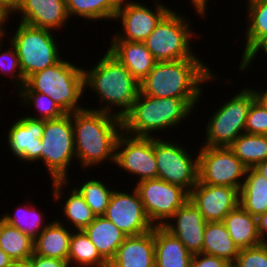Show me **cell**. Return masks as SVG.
Returning <instances> with one entry per match:
<instances>
[{"instance_id": "6da1fadb", "label": "cell", "mask_w": 267, "mask_h": 267, "mask_svg": "<svg viewBox=\"0 0 267 267\" xmlns=\"http://www.w3.org/2000/svg\"><path fill=\"white\" fill-rule=\"evenodd\" d=\"M71 119L80 168L87 170L108 161L115 163L116 143L123 132L122 118L86 107L71 113Z\"/></svg>"}, {"instance_id": "7a4b0ae2", "label": "cell", "mask_w": 267, "mask_h": 267, "mask_svg": "<svg viewBox=\"0 0 267 267\" xmlns=\"http://www.w3.org/2000/svg\"><path fill=\"white\" fill-rule=\"evenodd\" d=\"M210 69L201 59L156 61L140 82V93L157 98L200 99L202 84L217 81L218 76Z\"/></svg>"}, {"instance_id": "3957f363", "label": "cell", "mask_w": 267, "mask_h": 267, "mask_svg": "<svg viewBox=\"0 0 267 267\" xmlns=\"http://www.w3.org/2000/svg\"><path fill=\"white\" fill-rule=\"evenodd\" d=\"M83 70L85 90L87 88L91 92L94 90L102 106L101 109L99 107L90 109L108 112L122 118L131 109L140 92L139 82L108 50L95 66ZM114 107L118 110L112 112Z\"/></svg>"}, {"instance_id": "277c9868", "label": "cell", "mask_w": 267, "mask_h": 267, "mask_svg": "<svg viewBox=\"0 0 267 267\" xmlns=\"http://www.w3.org/2000/svg\"><path fill=\"white\" fill-rule=\"evenodd\" d=\"M199 100L157 98L139 92L131 109L122 117L123 132L134 137H158L155 133L184 124Z\"/></svg>"}, {"instance_id": "5b68a950", "label": "cell", "mask_w": 267, "mask_h": 267, "mask_svg": "<svg viewBox=\"0 0 267 267\" xmlns=\"http://www.w3.org/2000/svg\"><path fill=\"white\" fill-rule=\"evenodd\" d=\"M84 67L61 59L44 70L35 72L26 79L17 92H39L47 95L65 113L84 109L81 105L84 88Z\"/></svg>"}, {"instance_id": "8992f818", "label": "cell", "mask_w": 267, "mask_h": 267, "mask_svg": "<svg viewBox=\"0 0 267 267\" xmlns=\"http://www.w3.org/2000/svg\"><path fill=\"white\" fill-rule=\"evenodd\" d=\"M74 158L76 159L71 113L64 114L58 119L45 120L44 133L41 137V162L49 171L52 179L51 192L57 203L64 199L63 196L66 197L63 191L71 185L68 170Z\"/></svg>"}, {"instance_id": "52a82bcc", "label": "cell", "mask_w": 267, "mask_h": 267, "mask_svg": "<svg viewBox=\"0 0 267 267\" xmlns=\"http://www.w3.org/2000/svg\"><path fill=\"white\" fill-rule=\"evenodd\" d=\"M187 20L186 16L171 9L146 38V48L156 61L200 59L191 49L192 37L199 35Z\"/></svg>"}, {"instance_id": "ba28073f", "label": "cell", "mask_w": 267, "mask_h": 267, "mask_svg": "<svg viewBox=\"0 0 267 267\" xmlns=\"http://www.w3.org/2000/svg\"><path fill=\"white\" fill-rule=\"evenodd\" d=\"M18 24L14 34L9 32V35L13 36L8 39L16 48L20 68L26 80L35 72L56 64L63 57L52 30L22 22Z\"/></svg>"}, {"instance_id": "9c48e42d", "label": "cell", "mask_w": 267, "mask_h": 267, "mask_svg": "<svg viewBox=\"0 0 267 267\" xmlns=\"http://www.w3.org/2000/svg\"><path fill=\"white\" fill-rule=\"evenodd\" d=\"M230 100L216 108L205 127V141L201 147H229L245 133L249 107L255 100L251 88L242 87Z\"/></svg>"}, {"instance_id": "30bf717a", "label": "cell", "mask_w": 267, "mask_h": 267, "mask_svg": "<svg viewBox=\"0 0 267 267\" xmlns=\"http://www.w3.org/2000/svg\"><path fill=\"white\" fill-rule=\"evenodd\" d=\"M161 138L154 137L157 178L190 192L198 182V154L195 158L183 144Z\"/></svg>"}, {"instance_id": "8fae6325", "label": "cell", "mask_w": 267, "mask_h": 267, "mask_svg": "<svg viewBox=\"0 0 267 267\" xmlns=\"http://www.w3.org/2000/svg\"><path fill=\"white\" fill-rule=\"evenodd\" d=\"M198 182L241 189L247 167L229 147H200Z\"/></svg>"}, {"instance_id": "7c38bea8", "label": "cell", "mask_w": 267, "mask_h": 267, "mask_svg": "<svg viewBox=\"0 0 267 267\" xmlns=\"http://www.w3.org/2000/svg\"><path fill=\"white\" fill-rule=\"evenodd\" d=\"M134 188L153 226H163L189 200L186 189L158 178L139 181Z\"/></svg>"}, {"instance_id": "4fadbf2b", "label": "cell", "mask_w": 267, "mask_h": 267, "mask_svg": "<svg viewBox=\"0 0 267 267\" xmlns=\"http://www.w3.org/2000/svg\"><path fill=\"white\" fill-rule=\"evenodd\" d=\"M167 4L157 0L155 10L144 3L121 0L114 22L121 21L122 31H117L111 40L144 42L160 20L171 10Z\"/></svg>"}, {"instance_id": "5bb4252c", "label": "cell", "mask_w": 267, "mask_h": 267, "mask_svg": "<svg viewBox=\"0 0 267 267\" xmlns=\"http://www.w3.org/2000/svg\"><path fill=\"white\" fill-rule=\"evenodd\" d=\"M138 181L157 178L154 137H134L122 132L116 143L115 163Z\"/></svg>"}, {"instance_id": "9a60e30c", "label": "cell", "mask_w": 267, "mask_h": 267, "mask_svg": "<svg viewBox=\"0 0 267 267\" xmlns=\"http://www.w3.org/2000/svg\"><path fill=\"white\" fill-rule=\"evenodd\" d=\"M126 191L113 190L104 216L127 236L149 232L154 226L145 213L139 194L135 188Z\"/></svg>"}, {"instance_id": "2e32d148", "label": "cell", "mask_w": 267, "mask_h": 267, "mask_svg": "<svg viewBox=\"0 0 267 267\" xmlns=\"http://www.w3.org/2000/svg\"><path fill=\"white\" fill-rule=\"evenodd\" d=\"M189 200L206 222L223 221L226 215L239 205V190L197 182L189 192Z\"/></svg>"}, {"instance_id": "e0dca14e", "label": "cell", "mask_w": 267, "mask_h": 267, "mask_svg": "<svg viewBox=\"0 0 267 267\" xmlns=\"http://www.w3.org/2000/svg\"><path fill=\"white\" fill-rule=\"evenodd\" d=\"M20 118V119H19ZM9 126L7 145L18 160L35 163L41 161V137L44 133L45 120L28 116L19 117Z\"/></svg>"}, {"instance_id": "ac0fdd59", "label": "cell", "mask_w": 267, "mask_h": 267, "mask_svg": "<svg viewBox=\"0 0 267 267\" xmlns=\"http://www.w3.org/2000/svg\"><path fill=\"white\" fill-rule=\"evenodd\" d=\"M14 13H20L19 22L58 32L71 19L65 0H19L12 16Z\"/></svg>"}, {"instance_id": "d6986e66", "label": "cell", "mask_w": 267, "mask_h": 267, "mask_svg": "<svg viewBox=\"0 0 267 267\" xmlns=\"http://www.w3.org/2000/svg\"><path fill=\"white\" fill-rule=\"evenodd\" d=\"M206 223L203 215L188 200L163 227L177 237L190 253L198 254L202 252Z\"/></svg>"}, {"instance_id": "ffe728a7", "label": "cell", "mask_w": 267, "mask_h": 267, "mask_svg": "<svg viewBox=\"0 0 267 267\" xmlns=\"http://www.w3.org/2000/svg\"><path fill=\"white\" fill-rule=\"evenodd\" d=\"M109 267H155L154 228L137 236H127Z\"/></svg>"}, {"instance_id": "44dd1931", "label": "cell", "mask_w": 267, "mask_h": 267, "mask_svg": "<svg viewBox=\"0 0 267 267\" xmlns=\"http://www.w3.org/2000/svg\"><path fill=\"white\" fill-rule=\"evenodd\" d=\"M109 42L110 46L107 50L128 69L140 84L156 63L145 43L127 40H111Z\"/></svg>"}, {"instance_id": "7402d4cb", "label": "cell", "mask_w": 267, "mask_h": 267, "mask_svg": "<svg viewBox=\"0 0 267 267\" xmlns=\"http://www.w3.org/2000/svg\"><path fill=\"white\" fill-rule=\"evenodd\" d=\"M63 223L64 220L60 219L51 221L43 229L34 239V254L48 258L68 260L70 239L74 229H69V226Z\"/></svg>"}, {"instance_id": "603a6c76", "label": "cell", "mask_w": 267, "mask_h": 267, "mask_svg": "<svg viewBox=\"0 0 267 267\" xmlns=\"http://www.w3.org/2000/svg\"><path fill=\"white\" fill-rule=\"evenodd\" d=\"M155 267H190L193 254L163 226H154Z\"/></svg>"}, {"instance_id": "cb8c5ba5", "label": "cell", "mask_w": 267, "mask_h": 267, "mask_svg": "<svg viewBox=\"0 0 267 267\" xmlns=\"http://www.w3.org/2000/svg\"><path fill=\"white\" fill-rule=\"evenodd\" d=\"M83 231L108 263L115 257L117 249L127 237L105 216H96L93 222Z\"/></svg>"}, {"instance_id": "d4e9b609", "label": "cell", "mask_w": 267, "mask_h": 267, "mask_svg": "<svg viewBox=\"0 0 267 267\" xmlns=\"http://www.w3.org/2000/svg\"><path fill=\"white\" fill-rule=\"evenodd\" d=\"M226 229L239 249L254 247L262 242L257 225V217L238 205L223 220Z\"/></svg>"}, {"instance_id": "484cf974", "label": "cell", "mask_w": 267, "mask_h": 267, "mask_svg": "<svg viewBox=\"0 0 267 267\" xmlns=\"http://www.w3.org/2000/svg\"><path fill=\"white\" fill-rule=\"evenodd\" d=\"M239 251V247L230 237L223 221L206 223L201 253L214 255L233 265Z\"/></svg>"}, {"instance_id": "4316f807", "label": "cell", "mask_w": 267, "mask_h": 267, "mask_svg": "<svg viewBox=\"0 0 267 267\" xmlns=\"http://www.w3.org/2000/svg\"><path fill=\"white\" fill-rule=\"evenodd\" d=\"M239 205L255 217L267 210V179L253 167L247 168L239 190Z\"/></svg>"}, {"instance_id": "83f0119b", "label": "cell", "mask_w": 267, "mask_h": 267, "mask_svg": "<svg viewBox=\"0 0 267 267\" xmlns=\"http://www.w3.org/2000/svg\"><path fill=\"white\" fill-rule=\"evenodd\" d=\"M247 27L241 61L267 37V0H246Z\"/></svg>"}, {"instance_id": "f1b7e54d", "label": "cell", "mask_w": 267, "mask_h": 267, "mask_svg": "<svg viewBox=\"0 0 267 267\" xmlns=\"http://www.w3.org/2000/svg\"><path fill=\"white\" fill-rule=\"evenodd\" d=\"M121 0H65L69 18L87 21L114 20ZM97 20V21H96Z\"/></svg>"}, {"instance_id": "f546056e", "label": "cell", "mask_w": 267, "mask_h": 267, "mask_svg": "<svg viewBox=\"0 0 267 267\" xmlns=\"http://www.w3.org/2000/svg\"><path fill=\"white\" fill-rule=\"evenodd\" d=\"M67 262L70 267H109L83 230L72 232Z\"/></svg>"}, {"instance_id": "4dcf8cb0", "label": "cell", "mask_w": 267, "mask_h": 267, "mask_svg": "<svg viewBox=\"0 0 267 267\" xmlns=\"http://www.w3.org/2000/svg\"><path fill=\"white\" fill-rule=\"evenodd\" d=\"M34 239L1 220L0 248L13 260H29L34 254Z\"/></svg>"}, {"instance_id": "1f68e13d", "label": "cell", "mask_w": 267, "mask_h": 267, "mask_svg": "<svg viewBox=\"0 0 267 267\" xmlns=\"http://www.w3.org/2000/svg\"><path fill=\"white\" fill-rule=\"evenodd\" d=\"M229 148L247 168L254 167L267 159V135L243 133Z\"/></svg>"}, {"instance_id": "d6a6232c", "label": "cell", "mask_w": 267, "mask_h": 267, "mask_svg": "<svg viewBox=\"0 0 267 267\" xmlns=\"http://www.w3.org/2000/svg\"><path fill=\"white\" fill-rule=\"evenodd\" d=\"M15 209L14 215L9 212L3 213L1 215L2 220L29 235L32 239H35L50 223L49 221L45 222V214L43 215L42 211H38L33 203L26 205L22 203Z\"/></svg>"}, {"instance_id": "836d02e7", "label": "cell", "mask_w": 267, "mask_h": 267, "mask_svg": "<svg viewBox=\"0 0 267 267\" xmlns=\"http://www.w3.org/2000/svg\"><path fill=\"white\" fill-rule=\"evenodd\" d=\"M68 193L70 195L64 201V205H60L63 206V215L72 224L71 228L73 227L75 231L84 230L93 222L96 216L74 186Z\"/></svg>"}, {"instance_id": "e575fe53", "label": "cell", "mask_w": 267, "mask_h": 267, "mask_svg": "<svg viewBox=\"0 0 267 267\" xmlns=\"http://www.w3.org/2000/svg\"><path fill=\"white\" fill-rule=\"evenodd\" d=\"M101 179H86L85 183H80L75 188L84 197L86 204L91 208L95 216H104L107 210L110 196L114 189L109 184L102 182ZM83 184V185H82Z\"/></svg>"}, {"instance_id": "d590c367", "label": "cell", "mask_w": 267, "mask_h": 267, "mask_svg": "<svg viewBox=\"0 0 267 267\" xmlns=\"http://www.w3.org/2000/svg\"><path fill=\"white\" fill-rule=\"evenodd\" d=\"M23 102L21 105L23 107L26 106L29 110V107H35V111L37 110V114L39 115H31L28 114L26 116L39 119V120H53L61 118L65 113L54 103V101L49 98L47 95L39 93V92H18ZM28 105V106H27Z\"/></svg>"}, {"instance_id": "8d00e7d4", "label": "cell", "mask_w": 267, "mask_h": 267, "mask_svg": "<svg viewBox=\"0 0 267 267\" xmlns=\"http://www.w3.org/2000/svg\"><path fill=\"white\" fill-rule=\"evenodd\" d=\"M6 36H0V74L9 75V77L13 80V86H16V89H20L26 82L23 73L20 68V62L18 58V54L15 46L9 42V48L5 51L3 49V39ZM2 51V52H1Z\"/></svg>"}, {"instance_id": "74e56055", "label": "cell", "mask_w": 267, "mask_h": 267, "mask_svg": "<svg viewBox=\"0 0 267 267\" xmlns=\"http://www.w3.org/2000/svg\"><path fill=\"white\" fill-rule=\"evenodd\" d=\"M233 267H267V243L240 249Z\"/></svg>"}, {"instance_id": "f35d334b", "label": "cell", "mask_w": 267, "mask_h": 267, "mask_svg": "<svg viewBox=\"0 0 267 267\" xmlns=\"http://www.w3.org/2000/svg\"><path fill=\"white\" fill-rule=\"evenodd\" d=\"M245 133L267 135V109H264L255 100L248 110Z\"/></svg>"}, {"instance_id": "ab89813d", "label": "cell", "mask_w": 267, "mask_h": 267, "mask_svg": "<svg viewBox=\"0 0 267 267\" xmlns=\"http://www.w3.org/2000/svg\"><path fill=\"white\" fill-rule=\"evenodd\" d=\"M231 264L222 258L204 253L193 254L190 267H230Z\"/></svg>"}, {"instance_id": "60d3db41", "label": "cell", "mask_w": 267, "mask_h": 267, "mask_svg": "<svg viewBox=\"0 0 267 267\" xmlns=\"http://www.w3.org/2000/svg\"><path fill=\"white\" fill-rule=\"evenodd\" d=\"M30 267H70L66 260L48 258L33 254L29 258Z\"/></svg>"}, {"instance_id": "b9f144b4", "label": "cell", "mask_w": 267, "mask_h": 267, "mask_svg": "<svg viewBox=\"0 0 267 267\" xmlns=\"http://www.w3.org/2000/svg\"><path fill=\"white\" fill-rule=\"evenodd\" d=\"M262 51V55L264 54L267 58V37H265L241 62L240 65H238L239 71H244L246 69H249L248 67H251L252 61H255V58L257 55Z\"/></svg>"}, {"instance_id": "7bdbcfd3", "label": "cell", "mask_w": 267, "mask_h": 267, "mask_svg": "<svg viewBox=\"0 0 267 267\" xmlns=\"http://www.w3.org/2000/svg\"><path fill=\"white\" fill-rule=\"evenodd\" d=\"M12 14L4 5L0 3V36H8L6 24L7 21H10V15Z\"/></svg>"}, {"instance_id": "ee69618b", "label": "cell", "mask_w": 267, "mask_h": 267, "mask_svg": "<svg viewBox=\"0 0 267 267\" xmlns=\"http://www.w3.org/2000/svg\"><path fill=\"white\" fill-rule=\"evenodd\" d=\"M258 232L263 243H267V210L257 217Z\"/></svg>"}, {"instance_id": "f6af8a7d", "label": "cell", "mask_w": 267, "mask_h": 267, "mask_svg": "<svg viewBox=\"0 0 267 267\" xmlns=\"http://www.w3.org/2000/svg\"><path fill=\"white\" fill-rule=\"evenodd\" d=\"M253 94H254V97H255V101L260 105L262 106L264 109H267V89L265 90H257V89H254L252 88L251 89Z\"/></svg>"}, {"instance_id": "bcb514c9", "label": "cell", "mask_w": 267, "mask_h": 267, "mask_svg": "<svg viewBox=\"0 0 267 267\" xmlns=\"http://www.w3.org/2000/svg\"><path fill=\"white\" fill-rule=\"evenodd\" d=\"M191 2V6H193V9H195V13L202 17L205 18V14H207V8L204 7V0H190L189 3Z\"/></svg>"}, {"instance_id": "7dc6e473", "label": "cell", "mask_w": 267, "mask_h": 267, "mask_svg": "<svg viewBox=\"0 0 267 267\" xmlns=\"http://www.w3.org/2000/svg\"><path fill=\"white\" fill-rule=\"evenodd\" d=\"M19 0H0V3L4 5L11 13L16 9Z\"/></svg>"}, {"instance_id": "c3c4849f", "label": "cell", "mask_w": 267, "mask_h": 267, "mask_svg": "<svg viewBox=\"0 0 267 267\" xmlns=\"http://www.w3.org/2000/svg\"><path fill=\"white\" fill-rule=\"evenodd\" d=\"M253 168L267 179V159L255 165Z\"/></svg>"}, {"instance_id": "681fc988", "label": "cell", "mask_w": 267, "mask_h": 267, "mask_svg": "<svg viewBox=\"0 0 267 267\" xmlns=\"http://www.w3.org/2000/svg\"><path fill=\"white\" fill-rule=\"evenodd\" d=\"M13 259L0 248V267L7 266Z\"/></svg>"}, {"instance_id": "f907efd6", "label": "cell", "mask_w": 267, "mask_h": 267, "mask_svg": "<svg viewBox=\"0 0 267 267\" xmlns=\"http://www.w3.org/2000/svg\"><path fill=\"white\" fill-rule=\"evenodd\" d=\"M5 267H30L29 260H12Z\"/></svg>"}, {"instance_id": "816d5d0a", "label": "cell", "mask_w": 267, "mask_h": 267, "mask_svg": "<svg viewBox=\"0 0 267 267\" xmlns=\"http://www.w3.org/2000/svg\"><path fill=\"white\" fill-rule=\"evenodd\" d=\"M210 0H204V7L208 8L209 6L207 5L209 3Z\"/></svg>"}]
</instances>
